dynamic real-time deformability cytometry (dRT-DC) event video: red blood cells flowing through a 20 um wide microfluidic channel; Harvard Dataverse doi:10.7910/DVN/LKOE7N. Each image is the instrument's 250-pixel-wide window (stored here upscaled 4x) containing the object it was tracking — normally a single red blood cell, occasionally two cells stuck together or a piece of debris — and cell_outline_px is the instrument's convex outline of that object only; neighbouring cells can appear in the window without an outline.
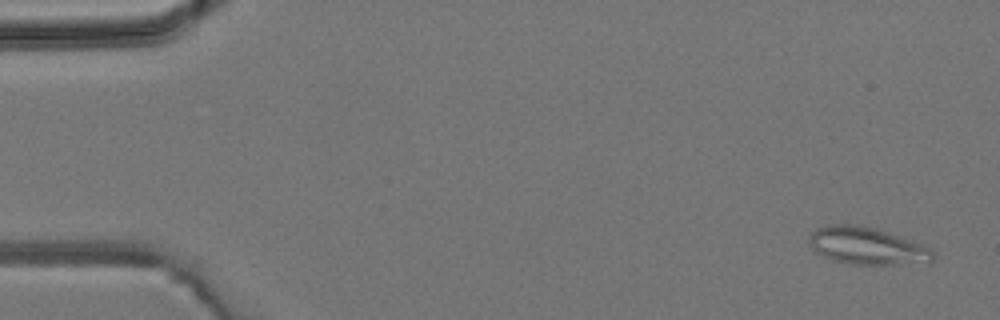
{"species": "common noctule bat (a hibernating species)", "species_latin": "Nyctalus noctula", "temperature_condition": "room temperature", "stored_images_in_passage": 6, "camera_frame_rate_fps": 3000, "um_per_image_px": 0.085, "animal": {"sex": "male", "body_mass_g": 19.2, "forearm_length_mm": 51.8}, "frame": {"image": 1, "passage_image": 1, "time_ms": 0.0, "image_size_px": [1000, 320], "cell_outline_px": [[932, 260], [928, 264], [848, 264], [832, 260], [812, 252], [808, 240], [808, 236], [816, 228], [828, 224], [860, 224], [876, 228], [932, 248]], "centroid_in_image_um": [73.63, 20.9], "position_along_channel_um": 11.4, "area_um2": 27.34}}